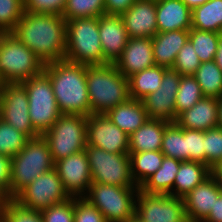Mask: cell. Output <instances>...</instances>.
I'll return each mask as SVG.
<instances>
[{
  "label": "cell",
  "mask_w": 222,
  "mask_h": 222,
  "mask_svg": "<svg viewBox=\"0 0 222 222\" xmlns=\"http://www.w3.org/2000/svg\"><path fill=\"white\" fill-rule=\"evenodd\" d=\"M45 64L64 60L66 20L62 15L24 12L11 32Z\"/></svg>",
  "instance_id": "cell-1"
},
{
  "label": "cell",
  "mask_w": 222,
  "mask_h": 222,
  "mask_svg": "<svg viewBox=\"0 0 222 222\" xmlns=\"http://www.w3.org/2000/svg\"><path fill=\"white\" fill-rule=\"evenodd\" d=\"M61 114L90 115L86 65L66 60L45 64Z\"/></svg>",
  "instance_id": "cell-2"
},
{
  "label": "cell",
  "mask_w": 222,
  "mask_h": 222,
  "mask_svg": "<svg viewBox=\"0 0 222 222\" xmlns=\"http://www.w3.org/2000/svg\"><path fill=\"white\" fill-rule=\"evenodd\" d=\"M86 82L90 114H106L130 99L128 78L115 63L86 65Z\"/></svg>",
  "instance_id": "cell-3"
},
{
  "label": "cell",
  "mask_w": 222,
  "mask_h": 222,
  "mask_svg": "<svg viewBox=\"0 0 222 222\" xmlns=\"http://www.w3.org/2000/svg\"><path fill=\"white\" fill-rule=\"evenodd\" d=\"M53 168L55 162L47 141L42 135L30 138L25 147L11 158L9 198H14L33 180Z\"/></svg>",
  "instance_id": "cell-4"
},
{
  "label": "cell",
  "mask_w": 222,
  "mask_h": 222,
  "mask_svg": "<svg viewBox=\"0 0 222 222\" xmlns=\"http://www.w3.org/2000/svg\"><path fill=\"white\" fill-rule=\"evenodd\" d=\"M98 17L66 21L64 60L84 65H102L103 50L99 38Z\"/></svg>",
  "instance_id": "cell-5"
},
{
  "label": "cell",
  "mask_w": 222,
  "mask_h": 222,
  "mask_svg": "<svg viewBox=\"0 0 222 222\" xmlns=\"http://www.w3.org/2000/svg\"><path fill=\"white\" fill-rule=\"evenodd\" d=\"M44 63L11 33H0V83H21L40 74Z\"/></svg>",
  "instance_id": "cell-6"
},
{
  "label": "cell",
  "mask_w": 222,
  "mask_h": 222,
  "mask_svg": "<svg viewBox=\"0 0 222 222\" xmlns=\"http://www.w3.org/2000/svg\"><path fill=\"white\" fill-rule=\"evenodd\" d=\"M139 187H119L92 182L84 196L107 222H134Z\"/></svg>",
  "instance_id": "cell-7"
},
{
  "label": "cell",
  "mask_w": 222,
  "mask_h": 222,
  "mask_svg": "<svg viewBox=\"0 0 222 222\" xmlns=\"http://www.w3.org/2000/svg\"><path fill=\"white\" fill-rule=\"evenodd\" d=\"M87 117L61 114L42 136L47 141L54 162L73 155L87 146Z\"/></svg>",
  "instance_id": "cell-8"
},
{
  "label": "cell",
  "mask_w": 222,
  "mask_h": 222,
  "mask_svg": "<svg viewBox=\"0 0 222 222\" xmlns=\"http://www.w3.org/2000/svg\"><path fill=\"white\" fill-rule=\"evenodd\" d=\"M28 95V109L33 128L42 135L59 119L58 109L51 80L42 71L40 74L21 82Z\"/></svg>",
  "instance_id": "cell-9"
},
{
  "label": "cell",
  "mask_w": 222,
  "mask_h": 222,
  "mask_svg": "<svg viewBox=\"0 0 222 222\" xmlns=\"http://www.w3.org/2000/svg\"><path fill=\"white\" fill-rule=\"evenodd\" d=\"M85 151L92 182L119 187H138L132 177L129 153L114 154L88 145Z\"/></svg>",
  "instance_id": "cell-10"
},
{
  "label": "cell",
  "mask_w": 222,
  "mask_h": 222,
  "mask_svg": "<svg viewBox=\"0 0 222 222\" xmlns=\"http://www.w3.org/2000/svg\"><path fill=\"white\" fill-rule=\"evenodd\" d=\"M70 198L57 170L53 168L33 180L13 199L26 208L41 211Z\"/></svg>",
  "instance_id": "cell-11"
},
{
  "label": "cell",
  "mask_w": 222,
  "mask_h": 222,
  "mask_svg": "<svg viewBox=\"0 0 222 222\" xmlns=\"http://www.w3.org/2000/svg\"><path fill=\"white\" fill-rule=\"evenodd\" d=\"M186 219L183 198L139 190L134 222H183Z\"/></svg>",
  "instance_id": "cell-12"
},
{
  "label": "cell",
  "mask_w": 222,
  "mask_h": 222,
  "mask_svg": "<svg viewBox=\"0 0 222 222\" xmlns=\"http://www.w3.org/2000/svg\"><path fill=\"white\" fill-rule=\"evenodd\" d=\"M28 104V95L22 83L1 84L0 118L29 138H35L40 134L30 121Z\"/></svg>",
  "instance_id": "cell-13"
},
{
  "label": "cell",
  "mask_w": 222,
  "mask_h": 222,
  "mask_svg": "<svg viewBox=\"0 0 222 222\" xmlns=\"http://www.w3.org/2000/svg\"><path fill=\"white\" fill-rule=\"evenodd\" d=\"M87 145L109 153H129V135L117 127L106 114L87 117Z\"/></svg>",
  "instance_id": "cell-14"
},
{
  "label": "cell",
  "mask_w": 222,
  "mask_h": 222,
  "mask_svg": "<svg viewBox=\"0 0 222 222\" xmlns=\"http://www.w3.org/2000/svg\"><path fill=\"white\" fill-rule=\"evenodd\" d=\"M181 75L172 68L164 71L158 91L150 93L142 102L149 119H160L175 122L177 119L175 101Z\"/></svg>",
  "instance_id": "cell-15"
},
{
  "label": "cell",
  "mask_w": 222,
  "mask_h": 222,
  "mask_svg": "<svg viewBox=\"0 0 222 222\" xmlns=\"http://www.w3.org/2000/svg\"><path fill=\"white\" fill-rule=\"evenodd\" d=\"M55 169L70 197H84L87 194L92 179L85 150L56 161Z\"/></svg>",
  "instance_id": "cell-16"
},
{
  "label": "cell",
  "mask_w": 222,
  "mask_h": 222,
  "mask_svg": "<svg viewBox=\"0 0 222 222\" xmlns=\"http://www.w3.org/2000/svg\"><path fill=\"white\" fill-rule=\"evenodd\" d=\"M98 29L103 64L115 63L121 57L129 39L121 15H101L98 17Z\"/></svg>",
  "instance_id": "cell-17"
},
{
  "label": "cell",
  "mask_w": 222,
  "mask_h": 222,
  "mask_svg": "<svg viewBox=\"0 0 222 222\" xmlns=\"http://www.w3.org/2000/svg\"><path fill=\"white\" fill-rule=\"evenodd\" d=\"M121 17L129 38H152L158 33L155 0H136Z\"/></svg>",
  "instance_id": "cell-18"
},
{
  "label": "cell",
  "mask_w": 222,
  "mask_h": 222,
  "mask_svg": "<svg viewBox=\"0 0 222 222\" xmlns=\"http://www.w3.org/2000/svg\"><path fill=\"white\" fill-rule=\"evenodd\" d=\"M220 196L217 180L211 174L183 197L186 218L191 222H202Z\"/></svg>",
  "instance_id": "cell-19"
},
{
  "label": "cell",
  "mask_w": 222,
  "mask_h": 222,
  "mask_svg": "<svg viewBox=\"0 0 222 222\" xmlns=\"http://www.w3.org/2000/svg\"><path fill=\"white\" fill-rule=\"evenodd\" d=\"M118 71L125 77L155 65L152 38H129L121 57L115 62Z\"/></svg>",
  "instance_id": "cell-20"
},
{
  "label": "cell",
  "mask_w": 222,
  "mask_h": 222,
  "mask_svg": "<svg viewBox=\"0 0 222 222\" xmlns=\"http://www.w3.org/2000/svg\"><path fill=\"white\" fill-rule=\"evenodd\" d=\"M219 99L203 97L190 109L180 113L176 123L184 129L206 131L218 127Z\"/></svg>",
  "instance_id": "cell-21"
},
{
  "label": "cell",
  "mask_w": 222,
  "mask_h": 222,
  "mask_svg": "<svg viewBox=\"0 0 222 222\" xmlns=\"http://www.w3.org/2000/svg\"><path fill=\"white\" fill-rule=\"evenodd\" d=\"M192 10L181 0L156 1L157 32L191 29Z\"/></svg>",
  "instance_id": "cell-22"
},
{
  "label": "cell",
  "mask_w": 222,
  "mask_h": 222,
  "mask_svg": "<svg viewBox=\"0 0 222 222\" xmlns=\"http://www.w3.org/2000/svg\"><path fill=\"white\" fill-rule=\"evenodd\" d=\"M189 39V30H174L157 33L152 37L155 65L172 68L179 50Z\"/></svg>",
  "instance_id": "cell-23"
},
{
  "label": "cell",
  "mask_w": 222,
  "mask_h": 222,
  "mask_svg": "<svg viewBox=\"0 0 222 222\" xmlns=\"http://www.w3.org/2000/svg\"><path fill=\"white\" fill-rule=\"evenodd\" d=\"M169 123L160 119H148L129 135V153L161 150L165 127Z\"/></svg>",
  "instance_id": "cell-24"
},
{
  "label": "cell",
  "mask_w": 222,
  "mask_h": 222,
  "mask_svg": "<svg viewBox=\"0 0 222 222\" xmlns=\"http://www.w3.org/2000/svg\"><path fill=\"white\" fill-rule=\"evenodd\" d=\"M106 115L128 135L135 132L149 119L142 100L131 98L109 110Z\"/></svg>",
  "instance_id": "cell-25"
},
{
  "label": "cell",
  "mask_w": 222,
  "mask_h": 222,
  "mask_svg": "<svg viewBox=\"0 0 222 222\" xmlns=\"http://www.w3.org/2000/svg\"><path fill=\"white\" fill-rule=\"evenodd\" d=\"M211 174L212 170L203 163L181 161L179 171L175 177L173 190L169 195L183 198Z\"/></svg>",
  "instance_id": "cell-26"
},
{
  "label": "cell",
  "mask_w": 222,
  "mask_h": 222,
  "mask_svg": "<svg viewBox=\"0 0 222 222\" xmlns=\"http://www.w3.org/2000/svg\"><path fill=\"white\" fill-rule=\"evenodd\" d=\"M181 161L164 156L160 168L139 187V190L147 194H170Z\"/></svg>",
  "instance_id": "cell-27"
},
{
  "label": "cell",
  "mask_w": 222,
  "mask_h": 222,
  "mask_svg": "<svg viewBox=\"0 0 222 222\" xmlns=\"http://www.w3.org/2000/svg\"><path fill=\"white\" fill-rule=\"evenodd\" d=\"M166 69L154 65L128 77L130 98L142 100L150 93L158 91Z\"/></svg>",
  "instance_id": "cell-28"
},
{
  "label": "cell",
  "mask_w": 222,
  "mask_h": 222,
  "mask_svg": "<svg viewBox=\"0 0 222 222\" xmlns=\"http://www.w3.org/2000/svg\"><path fill=\"white\" fill-rule=\"evenodd\" d=\"M191 28L222 33V0H209L193 8Z\"/></svg>",
  "instance_id": "cell-29"
},
{
  "label": "cell",
  "mask_w": 222,
  "mask_h": 222,
  "mask_svg": "<svg viewBox=\"0 0 222 222\" xmlns=\"http://www.w3.org/2000/svg\"><path fill=\"white\" fill-rule=\"evenodd\" d=\"M129 156L132 177L138 187L160 168L164 159L161 150L129 153Z\"/></svg>",
  "instance_id": "cell-30"
},
{
  "label": "cell",
  "mask_w": 222,
  "mask_h": 222,
  "mask_svg": "<svg viewBox=\"0 0 222 222\" xmlns=\"http://www.w3.org/2000/svg\"><path fill=\"white\" fill-rule=\"evenodd\" d=\"M193 76L204 97H222V71L214 60L201 63Z\"/></svg>",
  "instance_id": "cell-31"
},
{
  "label": "cell",
  "mask_w": 222,
  "mask_h": 222,
  "mask_svg": "<svg viewBox=\"0 0 222 222\" xmlns=\"http://www.w3.org/2000/svg\"><path fill=\"white\" fill-rule=\"evenodd\" d=\"M161 152L166 157L187 161L186 129L181 128L176 122H170L165 127Z\"/></svg>",
  "instance_id": "cell-32"
},
{
  "label": "cell",
  "mask_w": 222,
  "mask_h": 222,
  "mask_svg": "<svg viewBox=\"0 0 222 222\" xmlns=\"http://www.w3.org/2000/svg\"><path fill=\"white\" fill-rule=\"evenodd\" d=\"M222 33L191 28L189 41L192 43L201 63L213 61Z\"/></svg>",
  "instance_id": "cell-33"
},
{
  "label": "cell",
  "mask_w": 222,
  "mask_h": 222,
  "mask_svg": "<svg viewBox=\"0 0 222 222\" xmlns=\"http://www.w3.org/2000/svg\"><path fill=\"white\" fill-rule=\"evenodd\" d=\"M204 96L201 88L193 75L182 76L176 94L175 108L178 116L183 111L190 109Z\"/></svg>",
  "instance_id": "cell-34"
},
{
  "label": "cell",
  "mask_w": 222,
  "mask_h": 222,
  "mask_svg": "<svg viewBox=\"0 0 222 222\" xmlns=\"http://www.w3.org/2000/svg\"><path fill=\"white\" fill-rule=\"evenodd\" d=\"M105 0H66L62 16L70 19L100 17L105 14Z\"/></svg>",
  "instance_id": "cell-35"
},
{
  "label": "cell",
  "mask_w": 222,
  "mask_h": 222,
  "mask_svg": "<svg viewBox=\"0 0 222 222\" xmlns=\"http://www.w3.org/2000/svg\"><path fill=\"white\" fill-rule=\"evenodd\" d=\"M30 138L0 118V154L13 157Z\"/></svg>",
  "instance_id": "cell-36"
},
{
  "label": "cell",
  "mask_w": 222,
  "mask_h": 222,
  "mask_svg": "<svg viewBox=\"0 0 222 222\" xmlns=\"http://www.w3.org/2000/svg\"><path fill=\"white\" fill-rule=\"evenodd\" d=\"M0 212L2 222H44L39 210L26 208L13 198L6 200Z\"/></svg>",
  "instance_id": "cell-37"
},
{
  "label": "cell",
  "mask_w": 222,
  "mask_h": 222,
  "mask_svg": "<svg viewBox=\"0 0 222 222\" xmlns=\"http://www.w3.org/2000/svg\"><path fill=\"white\" fill-rule=\"evenodd\" d=\"M24 12V0H0V33L12 32Z\"/></svg>",
  "instance_id": "cell-38"
},
{
  "label": "cell",
  "mask_w": 222,
  "mask_h": 222,
  "mask_svg": "<svg viewBox=\"0 0 222 222\" xmlns=\"http://www.w3.org/2000/svg\"><path fill=\"white\" fill-rule=\"evenodd\" d=\"M222 161V128L205 131V165L211 170Z\"/></svg>",
  "instance_id": "cell-39"
},
{
  "label": "cell",
  "mask_w": 222,
  "mask_h": 222,
  "mask_svg": "<svg viewBox=\"0 0 222 222\" xmlns=\"http://www.w3.org/2000/svg\"><path fill=\"white\" fill-rule=\"evenodd\" d=\"M201 65L198 55L188 40L185 45L179 50L176 60L172 66L181 76L194 75L196 70Z\"/></svg>",
  "instance_id": "cell-40"
},
{
  "label": "cell",
  "mask_w": 222,
  "mask_h": 222,
  "mask_svg": "<svg viewBox=\"0 0 222 222\" xmlns=\"http://www.w3.org/2000/svg\"><path fill=\"white\" fill-rule=\"evenodd\" d=\"M187 161L205 164V131L186 129Z\"/></svg>",
  "instance_id": "cell-41"
},
{
  "label": "cell",
  "mask_w": 222,
  "mask_h": 222,
  "mask_svg": "<svg viewBox=\"0 0 222 222\" xmlns=\"http://www.w3.org/2000/svg\"><path fill=\"white\" fill-rule=\"evenodd\" d=\"M40 212L44 222H74V197Z\"/></svg>",
  "instance_id": "cell-42"
},
{
  "label": "cell",
  "mask_w": 222,
  "mask_h": 222,
  "mask_svg": "<svg viewBox=\"0 0 222 222\" xmlns=\"http://www.w3.org/2000/svg\"><path fill=\"white\" fill-rule=\"evenodd\" d=\"M74 222H107L101 212L84 197H74Z\"/></svg>",
  "instance_id": "cell-43"
},
{
  "label": "cell",
  "mask_w": 222,
  "mask_h": 222,
  "mask_svg": "<svg viewBox=\"0 0 222 222\" xmlns=\"http://www.w3.org/2000/svg\"><path fill=\"white\" fill-rule=\"evenodd\" d=\"M66 0H24V11L62 15Z\"/></svg>",
  "instance_id": "cell-44"
},
{
  "label": "cell",
  "mask_w": 222,
  "mask_h": 222,
  "mask_svg": "<svg viewBox=\"0 0 222 222\" xmlns=\"http://www.w3.org/2000/svg\"><path fill=\"white\" fill-rule=\"evenodd\" d=\"M11 157L0 154V190L9 198Z\"/></svg>",
  "instance_id": "cell-45"
},
{
  "label": "cell",
  "mask_w": 222,
  "mask_h": 222,
  "mask_svg": "<svg viewBox=\"0 0 222 222\" xmlns=\"http://www.w3.org/2000/svg\"><path fill=\"white\" fill-rule=\"evenodd\" d=\"M136 0H105L104 8L107 15H122Z\"/></svg>",
  "instance_id": "cell-46"
},
{
  "label": "cell",
  "mask_w": 222,
  "mask_h": 222,
  "mask_svg": "<svg viewBox=\"0 0 222 222\" xmlns=\"http://www.w3.org/2000/svg\"><path fill=\"white\" fill-rule=\"evenodd\" d=\"M202 222H222V196L216 200L211 212Z\"/></svg>",
  "instance_id": "cell-47"
},
{
  "label": "cell",
  "mask_w": 222,
  "mask_h": 222,
  "mask_svg": "<svg viewBox=\"0 0 222 222\" xmlns=\"http://www.w3.org/2000/svg\"><path fill=\"white\" fill-rule=\"evenodd\" d=\"M214 61L222 71V35L218 43L217 53L215 55Z\"/></svg>",
  "instance_id": "cell-48"
},
{
  "label": "cell",
  "mask_w": 222,
  "mask_h": 222,
  "mask_svg": "<svg viewBox=\"0 0 222 222\" xmlns=\"http://www.w3.org/2000/svg\"><path fill=\"white\" fill-rule=\"evenodd\" d=\"M181 1L192 10L193 8L200 6L209 0H181Z\"/></svg>",
  "instance_id": "cell-49"
},
{
  "label": "cell",
  "mask_w": 222,
  "mask_h": 222,
  "mask_svg": "<svg viewBox=\"0 0 222 222\" xmlns=\"http://www.w3.org/2000/svg\"><path fill=\"white\" fill-rule=\"evenodd\" d=\"M218 127L222 128V97L219 98L218 106Z\"/></svg>",
  "instance_id": "cell-50"
},
{
  "label": "cell",
  "mask_w": 222,
  "mask_h": 222,
  "mask_svg": "<svg viewBox=\"0 0 222 222\" xmlns=\"http://www.w3.org/2000/svg\"><path fill=\"white\" fill-rule=\"evenodd\" d=\"M215 179L217 180V183L219 185L220 193L222 196V174H213Z\"/></svg>",
  "instance_id": "cell-51"
},
{
  "label": "cell",
  "mask_w": 222,
  "mask_h": 222,
  "mask_svg": "<svg viewBox=\"0 0 222 222\" xmlns=\"http://www.w3.org/2000/svg\"><path fill=\"white\" fill-rule=\"evenodd\" d=\"M7 199V196L0 190V209L3 207Z\"/></svg>",
  "instance_id": "cell-52"
},
{
  "label": "cell",
  "mask_w": 222,
  "mask_h": 222,
  "mask_svg": "<svg viewBox=\"0 0 222 222\" xmlns=\"http://www.w3.org/2000/svg\"><path fill=\"white\" fill-rule=\"evenodd\" d=\"M212 174H222V161L212 170Z\"/></svg>",
  "instance_id": "cell-53"
},
{
  "label": "cell",
  "mask_w": 222,
  "mask_h": 222,
  "mask_svg": "<svg viewBox=\"0 0 222 222\" xmlns=\"http://www.w3.org/2000/svg\"><path fill=\"white\" fill-rule=\"evenodd\" d=\"M0 222H2V215H1V212H0Z\"/></svg>",
  "instance_id": "cell-54"
},
{
  "label": "cell",
  "mask_w": 222,
  "mask_h": 222,
  "mask_svg": "<svg viewBox=\"0 0 222 222\" xmlns=\"http://www.w3.org/2000/svg\"><path fill=\"white\" fill-rule=\"evenodd\" d=\"M183 222H191L189 219H186L185 221H183Z\"/></svg>",
  "instance_id": "cell-55"
}]
</instances>
